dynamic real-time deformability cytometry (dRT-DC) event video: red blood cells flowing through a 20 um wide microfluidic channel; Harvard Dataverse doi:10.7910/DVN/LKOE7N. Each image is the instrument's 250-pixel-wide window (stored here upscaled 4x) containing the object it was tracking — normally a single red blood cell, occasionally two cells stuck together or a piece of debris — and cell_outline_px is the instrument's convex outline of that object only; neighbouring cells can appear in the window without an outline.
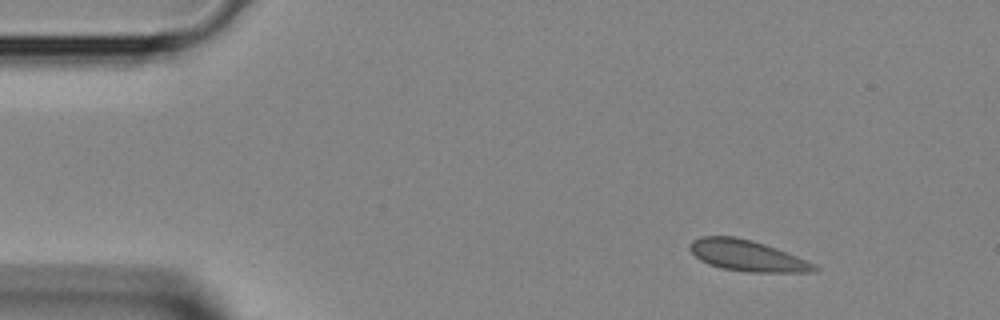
{"species": "Egyptian fruit bat (a non-hibernating species)", "species_latin": "Rousettus aegyptiacus", "temperature_condition": "room temperature", "stored_images_in_passage": 3, "camera_frame_rate_fps": 3000, "um_per_image_px": 0.085, "animal": {"sex": "female"}, "frame": {"image": 1, "passage_image": 1, "time_ms": 0.0, "image_size_px": [1000, 320], "cell_outline_px": [[820, 268], [812, 272], [748, 272], [720, 268], [708, 264], [700, 260], [688, 248], [688, 244], [692, 240], [700, 236], [736, 236], [752, 240], [776, 248], [816, 264]], "centroid_in_image_um": [63.48, 21.72], "position_along_channel_um": 21.5, "area_um2": 22.6}}